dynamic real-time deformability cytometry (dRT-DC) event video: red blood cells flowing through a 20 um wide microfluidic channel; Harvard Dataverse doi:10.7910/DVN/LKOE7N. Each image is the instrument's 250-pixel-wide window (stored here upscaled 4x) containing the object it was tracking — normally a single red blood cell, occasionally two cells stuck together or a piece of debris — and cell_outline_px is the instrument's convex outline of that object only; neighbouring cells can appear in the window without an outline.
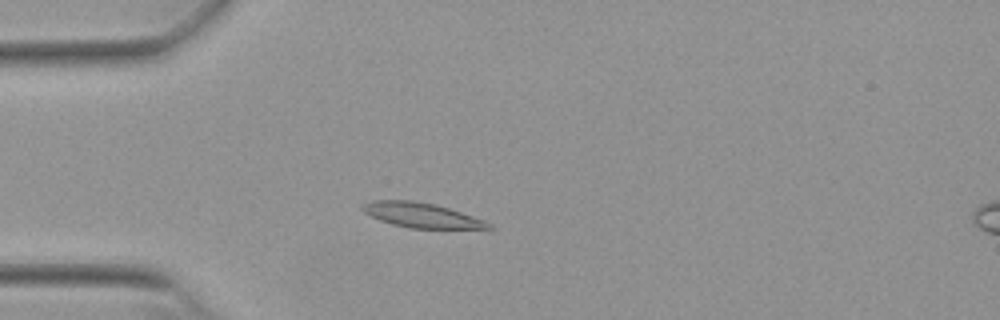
{"species": "Egyptian fruit bat (a non-hibernating species)", "species_latin": "Rousettus aegyptiacus", "temperature_condition": "warm", "stored_images_in_passage": 44, "camera_frame_rate_fps": 3000, "um_per_image_px": 0.085, "animal": {"sex": "female"}, "frame": {"image": 1, "passage_image": 5, "time_ms": 1.333, "image_size_px": [1000, 320], "cell_outline_px": [[496, 228], [408, 228], [392, 224], [380, 220], [364, 212], [360, 208], [360, 204], [372, 200], [412, 200], [436, 204], [484, 220], [492, 224]], "centroid_in_image_um": [35.78, 18.28], "position_along_channel_um": 49.2, "area_um2": 18.15}}
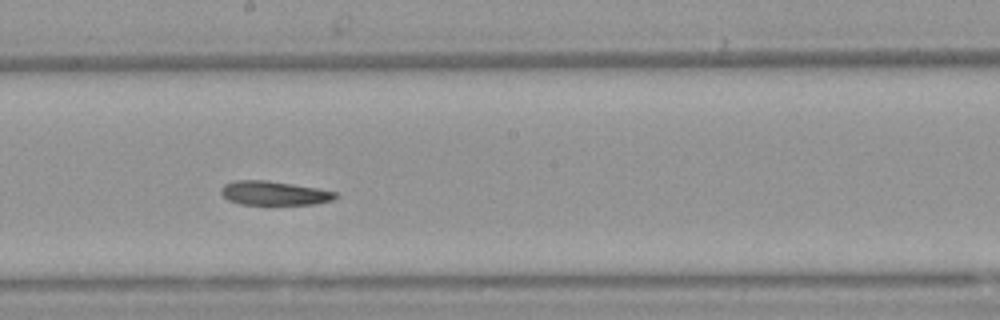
{"frame": {"image": 2, "passage_image": 20, "time_ms": 6.333, "image_size_px": [1000, 320], "cell_outline_px": [[340, 196], [332, 200], [316, 204], [240, 204], [228, 200], [220, 192], [220, 188], [224, 184], [232, 180], [264, 180], [320, 188], [336, 192]], "centroid_in_image_um": [23.31, 16.41], "position_along_channel_um": 224.9, "area_um2": 16.13}}
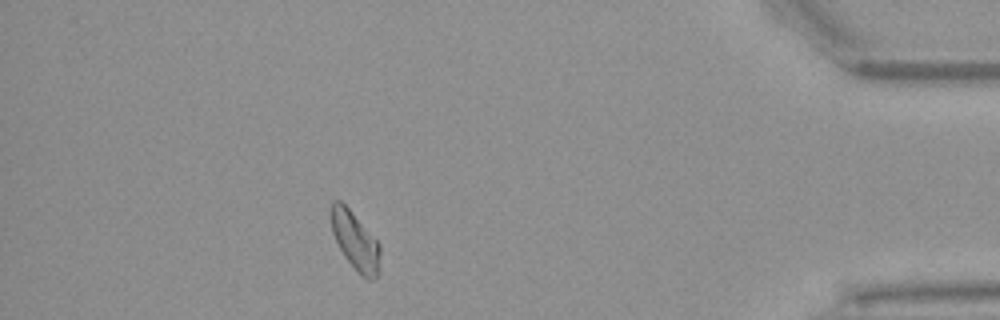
{"frame": {"image": 3, "passage_image": 38, "time_ms": 12.333, "image_size_px": [1000, 320], "cell_outline_px": [[380, 272], [376, 280], [368, 280], [360, 276], [356, 272], [344, 256], [332, 232], [328, 212], [328, 208], [332, 200], [340, 200], [352, 212], [380, 244]], "centroid_in_image_um": [30.18, 20.49], "position_along_channel_um": 405.0, "area_um2": 17.17}, "authors_computed_cell_mechanics": {"area_um2": 16.8776, "velocity_mm_per_s": 3.8164, "shape_relaxation_time_tau1_ms": 8.8023, "shape_relaxation_time_tau2_ms": null, "deformation_change_tau1": 0.2204, "deformation_change_tau2": null}}